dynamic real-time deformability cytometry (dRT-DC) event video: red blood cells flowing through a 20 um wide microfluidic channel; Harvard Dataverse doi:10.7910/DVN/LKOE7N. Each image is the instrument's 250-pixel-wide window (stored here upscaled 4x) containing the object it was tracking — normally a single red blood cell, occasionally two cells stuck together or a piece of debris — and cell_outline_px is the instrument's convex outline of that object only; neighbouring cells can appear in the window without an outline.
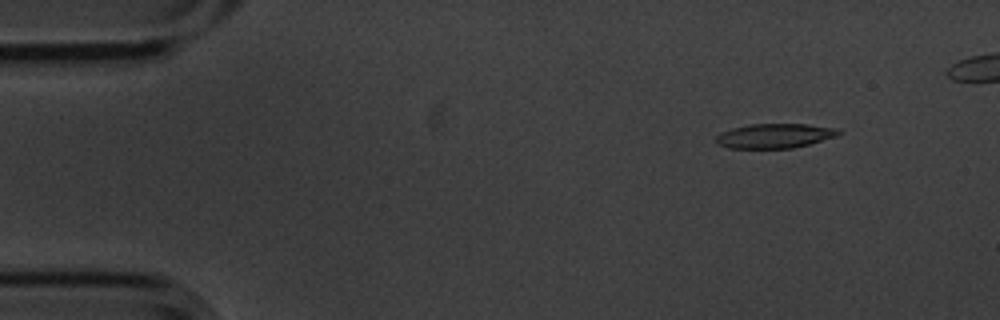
{"species": "common noctule bat (a hibernating species)", "species_latin": "Nyctalus noctula", "temperature_condition": "cold", "stored_images_in_passage": 6, "camera_frame_rate_fps": 3000, "um_per_image_px": 0.085, "animal": {"sex": "male", "body_mass_g": 20.1, "forearm_length_mm": 53.5}, "frame": {"image": 1, "passage_image": 2, "time_ms": 0.333, "image_size_px": [1000, 320], "cell_outline_px": [[840, 132], [836, 136], [808, 144], [792, 148], [728, 148], [716, 144], [716, 136], [732, 128], [748, 124], [804, 124], [836, 128]], "centroid_in_image_um": [65.8, 11.55], "position_along_channel_um": 19.2, "area_um2": 17.28}}